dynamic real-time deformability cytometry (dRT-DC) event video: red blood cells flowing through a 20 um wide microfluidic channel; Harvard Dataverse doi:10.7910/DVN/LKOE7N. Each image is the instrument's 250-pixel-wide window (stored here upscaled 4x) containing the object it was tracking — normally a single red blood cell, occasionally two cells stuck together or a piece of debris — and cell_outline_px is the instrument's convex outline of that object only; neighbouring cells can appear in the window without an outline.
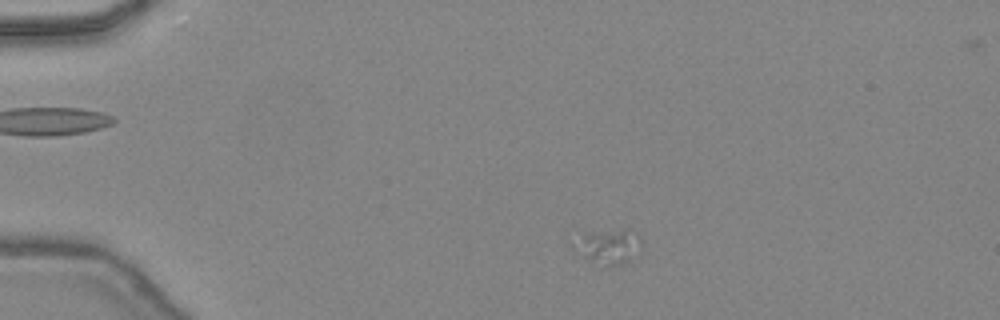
{"species": "common noctule bat (a hibernating species)", "species_latin": "Nyctalus noctula", "temperature_condition": "warm", "stored_images_in_passage": 43, "camera_frame_rate_fps": 3000, "um_per_image_px": 0.085, "animal": {"sex": "female", "body_mass_g": 24.6, "forearm_length_mm": 56.2}, "frame": {"image": 1, "passage_image": 5, "time_ms": 1.333, "image_size_px": [1000, 320], "cell_outline_px": [[640, 248], [632, 260], [612, 268], [604, 268], [592, 260], [580, 248], [580, 244], [584, 236], [592, 232], [636, 232], [640, 236]], "centroid_in_image_um": [51.94, 21.05], "position_along_channel_um": 33.1, "area_um2": 12.25}}
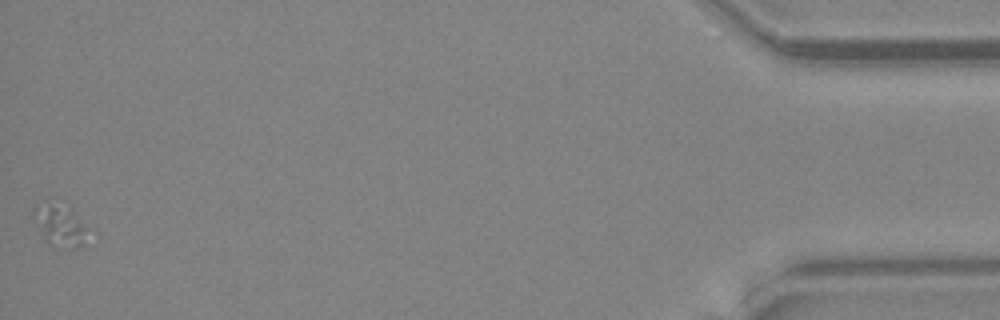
{"frame": {"image": 2, "passage_image": 43, "time_ms": 14.0, "image_size_px": [1000, 320], "cell_outline_px": [[92, 236], [80, 248], [52, 248], [48, 244], [44, 236], [32, 208], [36, 204], [56, 208], [72, 212], [92, 232]], "centroid_in_image_um": [5.23, 19.34], "position_along_channel_um": 430.0, "area_um2": 12.37}}